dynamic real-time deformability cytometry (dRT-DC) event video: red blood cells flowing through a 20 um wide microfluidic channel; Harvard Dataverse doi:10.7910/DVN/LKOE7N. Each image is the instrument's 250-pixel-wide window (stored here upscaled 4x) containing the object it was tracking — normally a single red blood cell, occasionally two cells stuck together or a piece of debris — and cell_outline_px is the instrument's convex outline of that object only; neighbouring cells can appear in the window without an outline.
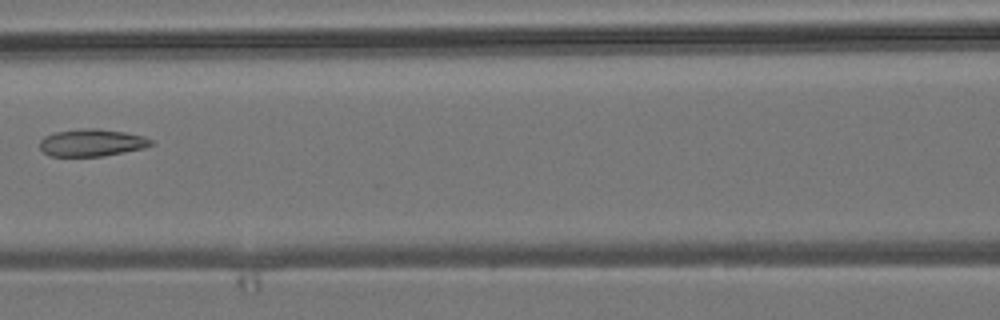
{"species": "common noctule bat (a hibernating species)", "species_latin": "Nyctalus noctula", "temperature_condition": "room temperature", "stored_images_in_passage": 7, "camera_frame_rate_fps": 3000, "um_per_image_px": 0.085, "animal": {"sex": "male", "body_mass_g": 19.2, "forearm_length_mm": 51.8}, "frame": {"image": 1, "passage_image": 7, "time_ms": 7.0, "image_size_px": [1000, 320], "cell_outline_px": [[156, 144], [144, 148], [100, 156], [52, 156], [44, 152], [40, 148], [40, 140], [44, 136], [56, 132], [84, 128], [96, 128], [124, 132], [144, 136], [152, 140]], "centroid_in_image_um": [7.82, 12.12], "position_along_channel_um": 158.8, "area_um2": 17.57}}